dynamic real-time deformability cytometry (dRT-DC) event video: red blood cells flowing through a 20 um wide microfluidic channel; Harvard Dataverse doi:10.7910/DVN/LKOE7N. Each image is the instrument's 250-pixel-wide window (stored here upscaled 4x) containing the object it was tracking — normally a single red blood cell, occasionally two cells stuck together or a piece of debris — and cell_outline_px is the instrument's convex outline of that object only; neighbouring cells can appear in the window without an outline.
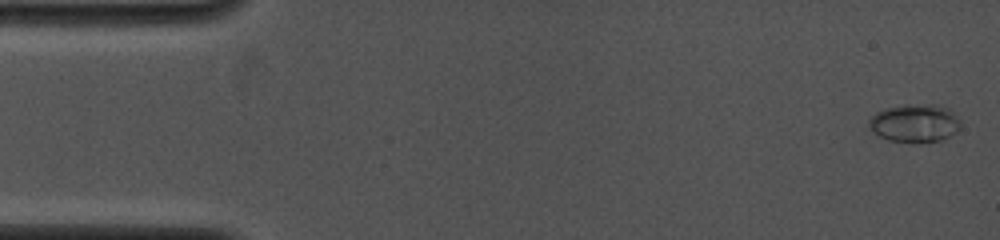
{"species": "common noctule bat (a hibernating species)", "species_latin": "Nyctalus noctula", "temperature_condition": "cold", "stored_images_in_passage": 23, "camera_frame_rate_fps": 4000, "um_per_image_px": 0.085, "animal": {"sex": "female", "body_mass_g": 19.0, "forearm_length_mm": 53.3}, "frame": {"image": 1, "passage_image": 1, "time_ms": 0.0, "image_size_px": [1000, 240], "cell_outline_px": [[960, 128], [956, 132], [940, 140], [888, 140], [872, 132], [868, 124], [868, 120], [876, 112], [884, 108], [904, 104], [936, 104], [948, 108], [960, 120]], "centroid_in_image_um": [77.73, 10.41], "position_along_channel_um": 7.3, "area_um2": 20.0}}
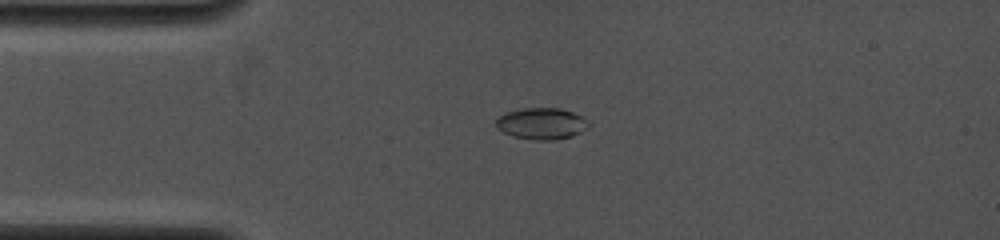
{"frame": {"image": 2, "passage_image": 16, "time_ms": 3.25, "image_size_px": [1000, 240], "cell_outline_px": [[592, 124], [588, 128], [572, 136], [552, 140], [536, 140], [512, 136], [496, 128], [496, 120], [500, 116], [508, 112], [524, 108], [560, 108], [572, 112], [580, 116]], "centroid_in_image_um": [46.05, 10.51], "position_along_channel_um": 39.0, "area_um2": 16.88}}
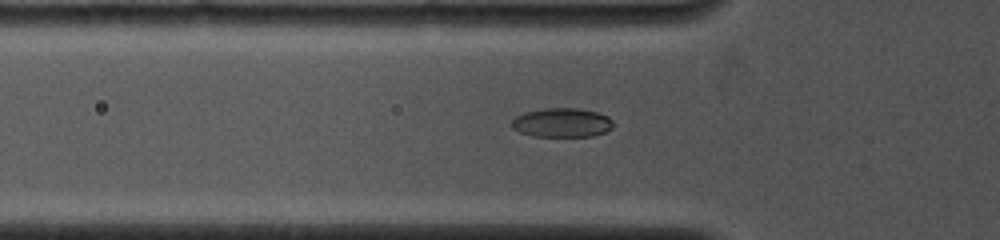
{"frame": {"image": 3, "passage_image": 23, "time_ms": 4.75, "image_size_px": [1000, 240], "cell_outline_px": [[612, 128], [604, 132], [592, 136], [532, 136], [520, 132], [512, 128], [512, 120], [516, 116], [524, 112], [544, 108], [580, 108], [596, 112], [608, 116], [612, 120]], "centroid_in_image_um": [47.75, 10.42], "position_along_channel_um": 78.0, "area_um2": 17.22}}